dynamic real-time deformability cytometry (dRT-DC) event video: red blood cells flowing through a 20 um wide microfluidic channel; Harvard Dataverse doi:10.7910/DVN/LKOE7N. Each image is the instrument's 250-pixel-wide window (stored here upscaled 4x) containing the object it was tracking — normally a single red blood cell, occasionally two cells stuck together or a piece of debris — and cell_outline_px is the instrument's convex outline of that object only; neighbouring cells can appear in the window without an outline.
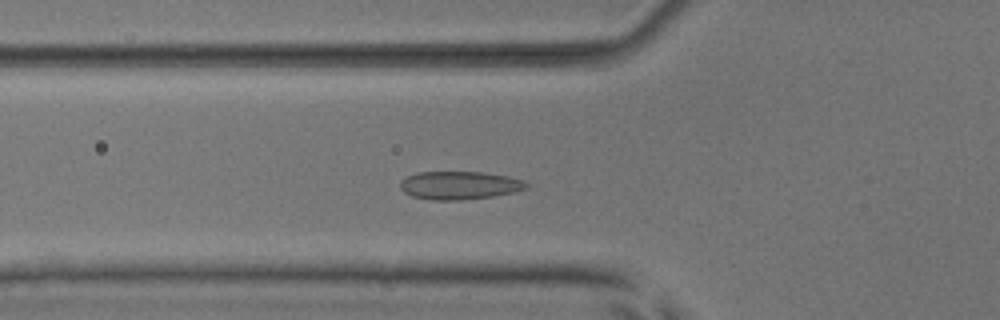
{"species": "common noctule bat (a hibernating species)", "species_latin": "Nyctalus noctula", "temperature_condition": "room temperature", "stored_images_in_passage": 51, "camera_frame_rate_fps": 3000, "um_per_image_px": 0.085, "animal": {"sex": "male", "body_mass_g": 17.9, "forearm_length_mm": 54.2}, "frame": {"image": 1, "passage_image": 17, "time_ms": 5.333, "image_size_px": [1000, 320], "cell_outline_px": [[528, 188], [516, 192], [492, 196], [460, 200], [432, 200], [412, 196], [404, 192], [400, 188], [400, 180], [416, 172], [484, 172], [508, 176], [524, 180], [528, 184]], "centroid_in_image_um": [39.07, 15.75], "position_along_channel_um": 86.7, "area_um2": 20.81}}
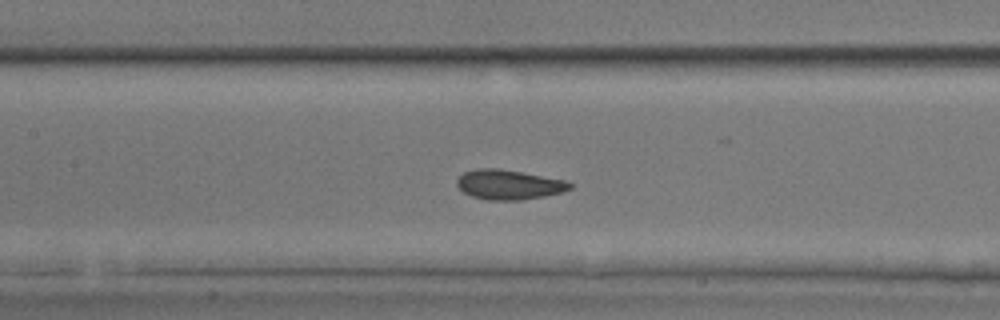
{"frame": {"image": 2, "passage_image": 23, "time_ms": 7.333, "image_size_px": [1000, 320], "cell_outline_px": [[572, 188], [560, 192], [544, 196], [520, 200], [488, 200], [472, 196], [464, 192], [456, 184], [456, 180], [464, 172], [476, 168], [500, 168], [564, 180], [572, 184]], "centroid_in_image_um": [43.22, 15.69], "position_along_channel_um": 164.2, "area_um2": 19.42}}
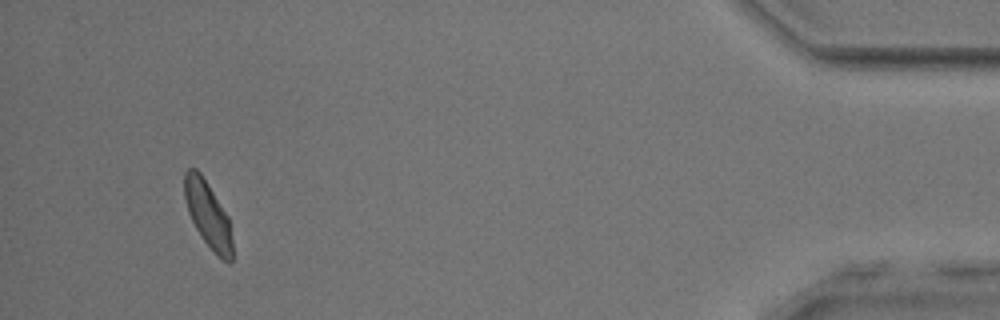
{"frame": {"image": 3, "passage_image": 48, "time_ms": 15.667, "image_size_px": [1000, 320], "cell_outline_px": [[232, 260], [228, 264], [204, 240], [196, 228], [188, 212], [184, 196], [184, 172], [188, 168], [196, 168], [200, 172], [208, 184], [228, 216], [232, 240]], "centroid_in_image_um": [17.66, 18.19], "position_along_channel_um": 417.5, "area_um2": 18.09}, "authors_computed_cell_mechanics": {"area_um2": 19.4208, "velocity_mm_per_s": 3.8681, "shape_relaxation_time_tau1_ms": 2.814, "shape_relaxation_time_tau2_ms": 1.2618, "deformation_change_tau1": 0.0908, "deformation_change_tau2": 0.0406}}